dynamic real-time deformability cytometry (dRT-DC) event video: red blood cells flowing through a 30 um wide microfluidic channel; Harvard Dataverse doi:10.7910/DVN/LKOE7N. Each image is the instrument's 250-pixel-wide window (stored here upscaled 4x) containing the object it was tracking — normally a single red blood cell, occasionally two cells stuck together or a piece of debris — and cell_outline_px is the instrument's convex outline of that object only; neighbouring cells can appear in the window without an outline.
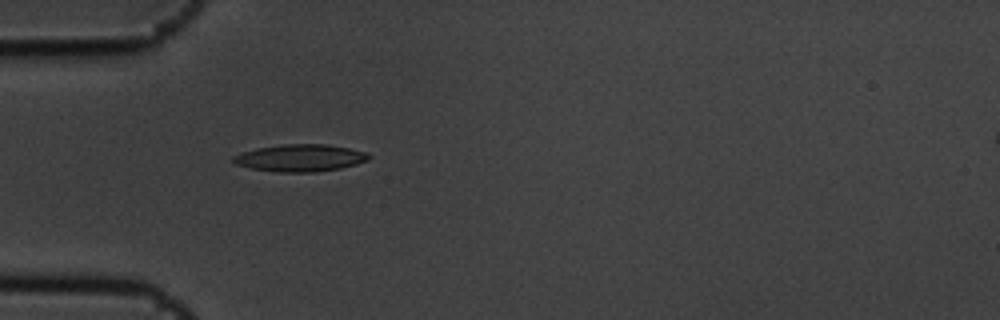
{"species": "common noctule bat (a hibernating species)", "species_latin": "Nyctalus noctula", "temperature_condition": "cold", "stored_images_in_passage": 1, "camera_frame_rate_fps": 3000, "um_per_image_px": 0.085, "animal": {"sex": "male", "body_mass_g": 19.5, "forearm_length_mm": 54.6}, "frame": {"image": 1, "passage_image": 1, "time_ms": 0.0, "image_size_px": [1000, 320], "cell_outline_px": [[372, 156], [368, 160], [356, 164], [340, 168], [316, 172], [280, 172], [252, 168], [236, 164], [232, 160], [232, 156], [256, 148], [288, 144], [324, 144], [348, 148], [368, 152]], "centroid_in_image_um": [25.56, 13.42], "position_along_channel_um": 59.4, "area_um2": 21.27}}